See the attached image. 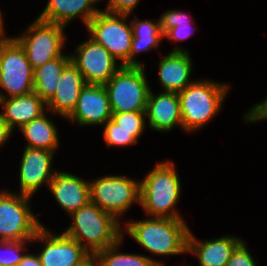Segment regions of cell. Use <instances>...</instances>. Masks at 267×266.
<instances>
[{
  "instance_id": "obj_17",
  "label": "cell",
  "mask_w": 267,
  "mask_h": 266,
  "mask_svg": "<svg viewBox=\"0 0 267 266\" xmlns=\"http://www.w3.org/2000/svg\"><path fill=\"white\" fill-rule=\"evenodd\" d=\"M146 122L149 130L157 133H172L182 128L180 99L178 93L151 89L146 105Z\"/></svg>"
},
{
  "instance_id": "obj_32",
  "label": "cell",
  "mask_w": 267,
  "mask_h": 266,
  "mask_svg": "<svg viewBox=\"0 0 267 266\" xmlns=\"http://www.w3.org/2000/svg\"><path fill=\"white\" fill-rule=\"evenodd\" d=\"M107 2L105 4L103 10L115 13V14H134L138 5H140V1L142 0H102V3Z\"/></svg>"
},
{
  "instance_id": "obj_16",
  "label": "cell",
  "mask_w": 267,
  "mask_h": 266,
  "mask_svg": "<svg viewBox=\"0 0 267 266\" xmlns=\"http://www.w3.org/2000/svg\"><path fill=\"white\" fill-rule=\"evenodd\" d=\"M190 228L187 239V256L192 255L198 266H227L235 249L245 240L236 234H223L216 238H197Z\"/></svg>"
},
{
  "instance_id": "obj_4",
  "label": "cell",
  "mask_w": 267,
  "mask_h": 266,
  "mask_svg": "<svg viewBox=\"0 0 267 266\" xmlns=\"http://www.w3.org/2000/svg\"><path fill=\"white\" fill-rule=\"evenodd\" d=\"M68 217L71 223L61 231L76 240L90 255L123 238V224L91 201Z\"/></svg>"
},
{
  "instance_id": "obj_6",
  "label": "cell",
  "mask_w": 267,
  "mask_h": 266,
  "mask_svg": "<svg viewBox=\"0 0 267 266\" xmlns=\"http://www.w3.org/2000/svg\"><path fill=\"white\" fill-rule=\"evenodd\" d=\"M33 197L0 188V241H31L45 226L32 209Z\"/></svg>"
},
{
  "instance_id": "obj_21",
  "label": "cell",
  "mask_w": 267,
  "mask_h": 266,
  "mask_svg": "<svg viewBox=\"0 0 267 266\" xmlns=\"http://www.w3.org/2000/svg\"><path fill=\"white\" fill-rule=\"evenodd\" d=\"M134 14H130L132 32H133V39L131 44V51H130V66L134 67H146L144 60H138L141 54L149 53L152 50L155 53L160 55L161 51V43L165 42L163 33L160 29V22L159 18L154 20L151 19H142L138 16L135 17Z\"/></svg>"
},
{
  "instance_id": "obj_34",
  "label": "cell",
  "mask_w": 267,
  "mask_h": 266,
  "mask_svg": "<svg viewBox=\"0 0 267 266\" xmlns=\"http://www.w3.org/2000/svg\"><path fill=\"white\" fill-rule=\"evenodd\" d=\"M17 266H42L40 262V258L35 253V251L32 252V248L25 254L23 259L20 261V263Z\"/></svg>"
},
{
  "instance_id": "obj_27",
  "label": "cell",
  "mask_w": 267,
  "mask_h": 266,
  "mask_svg": "<svg viewBox=\"0 0 267 266\" xmlns=\"http://www.w3.org/2000/svg\"><path fill=\"white\" fill-rule=\"evenodd\" d=\"M102 137L105 146L109 149L133 147L139 143V139L147 130H124L119 128V125L112 119H109L102 126Z\"/></svg>"
},
{
  "instance_id": "obj_19",
  "label": "cell",
  "mask_w": 267,
  "mask_h": 266,
  "mask_svg": "<svg viewBox=\"0 0 267 266\" xmlns=\"http://www.w3.org/2000/svg\"><path fill=\"white\" fill-rule=\"evenodd\" d=\"M102 0H47L45 7L38 12L39 20L60 24L65 27L79 19L84 28L88 22L101 10Z\"/></svg>"
},
{
  "instance_id": "obj_29",
  "label": "cell",
  "mask_w": 267,
  "mask_h": 266,
  "mask_svg": "<svg viewBox=\"0 0 267 266\" xmlns=\"http://www.w3.org/2000/svg\"><path fill=\"white\" fill-rule=\"evenodd\" d=\"M111 119L124 130H146L145 111L112 113Z\"/></svg>"
},
{
  "instance_id": "obj_10",
  "label": "cell",
  "mask_w": 267,
  "mask_h": 266,
  "mask_svg": "<svg viewBox=\"0 0 267 266\" xmlns=\"http://www.w3.org/2000/svg\"><path fill=\"white\" fill-rule=\"evenodd\" d=\"M33 72L25 51L12 36L0 41V99L33 92Z\"/></svg>"
},
{
  "instance_id": "obj_7",
  "label": "cell",
  "mask_w": 267,
  "mask_h": 266,
  "mask_svg": "<svg viewBox=\"0 0 267 266\" xmlns=\"http://www.w3.org/2000/svg\"><path fill=\"white\" fill-rule=\"evenodd\" d=\"M32 21L12 37L21 45L34 70L60 57L66 50L69 37L67 27L63 25L48 23L36 17Z\"/></svg>"
},
{
  "instance_id": "obj_2",
  "label": "cell",
  "mask_w": 267,
  "mask_h": 266,
  "mask_svg": "<svg viewBox=\"0 0 267 266\" xmlns=\"http://www.w3.org/2000/svg\"><path fill=\"white\" fill-rule=\"evenodd\" d=\"M152 167L140 178V208L143 215L185 219L178 208L183 191L175 162L167 158L158 160Z\"/></svg>"
},
{
  "instance_id": "obj_38",
  "label": "cell",
  "mask_w": 267,
  "mask_h": 266,
  "mask_svg": "<svg viewBox=\"0 0 267 266\" xmlns=\"http://www.w3.org/2000/svg\"><path fill=\"white\" fill-rule=\"evenodd\" d=\"M153 266H164V265L154 264Z\"/></svg>"
},
{
  "instance_id": "obj_3",
  "label": "cell",
  "mask_w": 267,
  "mask_h": 266,
  "mask_svg": "<svg viewBox=\"0 0 267 266\" xmlns=\"http://www.w3.org/2000/svg\"><path fill=\"white\" fill-rule=\"evenodd\" d=\"M230 83L198 78L178 93L184 133L193 136L215 120L229 97Z\"/></svg>"
},
{
  "instance_id": "obj_37",
  "label": "cell",
  "mask_w": 267,
  "mask_h": 266,
  "mask_svg": "<svg viewBox=\"0 0 267 266\" xmlns=\"http://www.w3.org/2000/svg\"><path fill=\"white\" fill-rule=\"evenodd\" d=\"M184 264H187V263H183L182 265H181V263H180V265H177V266H184ZM185 266H192V265L187 264V265H185Z\"/></svg>"
},
{
  "instance_id": "obj_36",
  "label": "cell",
  "mask_w": 267,
  "mask_h": 266,
  "mask_svg": "<svg viewBox=\"0 0 267 266\" xmlns=\"http://www.w3.org/2000/svg\"><path fill=\"white\" fill-rule=\"evenodd\" d=\"M79 266H98L97 259L94 255H91L87 260H85Z\"/></svg>"
},
{
  "instance_id": "obj_14",
  "label": "cell",
  "mask_w": 267,
  "mask_h": 266,
  "mask_svg": "<svg viewBox=\"0 0 267 266\" xmlns=\"http://www.w3.org/2000/svg\"><path fill=\"white\" fill-rule=\"evenodd\" d=\"M112 117V110L104 85L86 84L80 91L72 113L65 119L74 127L101 128Z\"/></svg>"
},
{
  "instance_id": "obj_22",
  "label": "cell",
  "mask_w": 267,
  "mask_h": 266,
  "mask_svg": "<svg viewBox=\"0 0 267 266\" xmlns=\"http://www.w3.org/2000/svg\"><path fill=\"white\" fill-rule=\"evenodd\" d=\"M46 111V103L34 92L0 99V114L14 133Z\"/></svg>"
},
{
  "instance_id": "obj_1",
  "label": "cell",
  "mask_w": 267,
  "mask_h": 266,
  "mask_svg": "<svg viewBox=\"0 0 267 266\" xmlns=\"http://www.w3.org/2000/svg\"><path fill=\"white\" fill-rule=\"evenodd\" d=\"M189 231L190 226L186 219L143 215L141 219L129 217L125 219L122 237L124 239L130 237L133 242H136L144 250V255L149 257L154 264L166 266L163 258L187 255Z\"/></svg>"
},
{
  "instance_id": "obj_11",
  "label": "cell",
  "mask_w": 267,
  "mask_h": 266,
  "mask_svg": "<svg viewBox=\"0 0 267 266\" xmlns=\"http://www.w3.org/2000/svg\"><path fill=\"white\" fill-rule=\"evenodd\" d=\"M31 243L37 246L42 266H79L91 256L76 240L47 225L37 231Z\"/></svg>"
},
{
  "instance_id": "obj_8",
  "label": "cell",
  "mask_w": 267,
  "mask_h": 266,
  "mask_svg": "<svg viewBox=\"0 0 267 266\" xmlns=\"http://www.w3.org/2000/svg\"><path fill=\"white\" fill-rule=\"evenodd\" d=\"M146 69L122 66L104 85L112 113L146 111L152 89Z\"/></svg>"
},
{
  "instance_id": "obj_20",
  "label": "cell",
  "mask_w": 267,
  "mask_h": 266,
  "mask_svg": "<svg viewBox=\"0 0 267 266\" xmlns=\"http://www.w3.org/2000/svg\"><path fill=\"white\" fill-rule=\"evenodd\" d=\"M87 83L77 67L70 62L63 70L57 90L46 103L47 110L57 115L62 121L72 113L81 89Z\"/></svg>"
},
{
  "instance_id": "obj_13",
  "label": "cell",
  "mask_w": 267,
  "mask_h": 266,
  "mask_svg": "<svg viewBox=\"0 0 267 266\" xmlns=\"http://www.w3.org/2000/svg\"><path fill=\"white\" fill-rule=\"evenodd\" d=\"M70 56L87 84L105 85L122 67L107 49L89 36L75 45Z\"/></svg>"
},
{
  "instance_id": "obj_15",
  "label": "cell",
  "mask_w": 267,
  "mask_h": 266,
  "mask_svg": "<svg viewBox=\"0 0 267 266\" xmlns=\"http://www.w3.org/2000/svg\"><path fill=\"white\" fill-rule=\"evenodd\" d=\"M47 189L67 216L91 201L89 179L68 170H58Z\"/></svg>"
},
{
  "instance_id": "obj_5",
  "label": "cell",
  "mask_w": 267,
  "mask_h": 266,
  "mask_svg": "<svg viewBox=\"0 0 267 266\" xmlns=\"http://www.w3.org/2000/svg\"><path fill=\"white\" fill-rule=\"evenodd\" d=\"M135 178L119 173L90 178L91 202L123 224L134 205L140 208V180Z\"/></svg>"
},
{
  "instance_id": "obj_24",
  "label": "cell",
  "mask_w": 267,
  "mask_h": 266,
  "mask_svg": "<svg viewBox=\"0 0 267 266\" xmlns=\"http://www.w3.org/2000/svg\"><path fill=\"white\" fill-rule=\"evenodd\" d=\"M193 18L194 16L190 12L178 8L169 9L160 14V29L164 39L166 42H170V44H176L174 48H171L168 52H190L188 48H184L182 41L189 40L192 35L194 36L197 30L195 25L196 20Z\"/></svg>"
},
{
  "instance_id": "obj_31",
  "label": "cell",
  "mask_w": 267,
  "mask_h": 266,
  "mask_svg": "<svg viewBox=\"0 0 267 266\" xmlns=\"http://www.w3.org/2000/svg\"><path fill=\"white\" fill-rule=\"evenodd\" d=\"M241 120L244 124L255 125L260 122H267V95L259 102L251 105L243 112Z\"/></svg>"
},
{
  "instance_id": "obj_9",
  "label": "cell",
  "mask_w": 267,
  "mask_h": 266,
  "mask_svg": "<svg viewBox=\"0 0 267 266\" xmlns=\"http://www.w3.org/2000/svg\"><path fill=\"white\" fill-rule=\"evenodd\" d=\"M129 17L101 9L84 28L86 35L107 49L122 66H130L133 32Z\"/></svg>"
},
{
  "instance_id": "obj_26",
  "label": "cell",
  "mask_w": 267,
  "mask_h": 266,
  "mask_svg": "<svg viewBox=\"0 0 267 266\" xmlns=\"http://www.w3.org/2000/svg\"><path fill=\"white\" fill-rule=\"evenodd\" d=\"M125 239L122 238L115 245L97 252L94 256L98 266H153V261L141 253L124 252ZM123 246V247H122ZM121 251V252H120Z\"/></svg>"
},
{
  "instance_id": "obj_30",
  "label": "cell",
  "mask_w": 267,
  "mask_h": 266,
  "mask_svg": "<svg viewBox=\"0 0 267 266\" xmlns=\"http://www.w3.org/2000/svg\"><path fill=\"white\" fill-rule=\"evenodd\" d=\"M256 255L252 254V250L249 248V244L246 239L235 249L230 258L227 266H258V262H260L255 257Z\"/></svg>"
},
{
  "instance_id": "obj_28",
  "label": "cell",
  "mask_w": 267,
  "mask_h": 266,
  "mask_svg": "<svg viewBox=\"0 0 267 266\" xmlns=\"http://www.w3.org/2000/svg\"><path fill=\"white\" fill-rule=\"evenodd\" d=\"M31 246V241H0V266H17Z\"/></svg>"
},
{
  "instance_id": "obj_23",
  "label": "cell",
  "mask_w": 267,
  "mask_h": 266,
  "mask_svg": "<svg viewBox=\"0 0 267 266\" xmlns=\"http://www.w3.org/2000/svg\"><path fill=\"white\" fill-rule=\"evenodd\" d=\"M54 116L57 117V115L47 110L44 114L26 123L16 131V133L22 134L25 141L24 147L44 149L59 154L58 151L61 146L60 130Z\"/></svg>"
},
{
  "instance_id": "obj_35",
  "label": "cell",
  "mask_w": 267,
  "mask_h": 266,
  "mask_svg": "<svg viewBox=\"0 0 267 266\" xmlns=\"http://www.w3.org/2000/svg\"><path fill=\"white\" fill-rule=\"evenodd\" d=\"M1 8V7H0ZM3 10L0 9V41L1 40H4L5 38H7L9 35H8V32L6 31V23H5V20H4V15H3Z\"/></svg>"
},
{
  "instance_id": "obj_33",
  "label": "cell",
  "mask_w": 267,
  "mask_h": 266,
  "mask_svg": "<svg viewBox=\"0 0 267 266\" xmlns=\"http://www.w3.org/2000/svg\"><path fill=\"white\" fill-rule=\"evenodd\" d=\"M12 136L14 137V132L0 114V153L3 148H6L5 144L12 140Z\"/></svg>"
},
{
  "instance_id": "obj_25",
  "label": "cell",
  "mask_w": 267,
  "mask_h": 266,
  "mask_svg": "<svg viewBox=\"0 0 267 266\" xmlns=\"http://www.w3.org/2000/svg\"><path fill=\"white\" fill-rule=\"evenodd\" d=\"M71 62L70 52L65 51L60 57L44 63L34 69V89L45 103H47L57 90V85L64 68Z\"/></svg>"
},
{
  "instance_id": "obj_18",
  "label": "cell",
  "mask_w": 267,
  "mask_h": 266,
  "mask_svg": "<svg viewBox=\"0 0 267 266\" xmlns=\"http://www.w3.org/2000/svg\"><path fill=\"white\" fill-rule=\"evenodd\" d=\"M159 56L160 59L150 66L157 67L161 91L180 93L196 80L192 78L195 62L191 52H167Z\"/></svg>"
},
{
  "instance_id": "obj_12",
  "label": "cell",
  "mask_w": 267,
  "mask_h": 266,
  "mask_svg": "<svg viewBox=\"0 0 267 266\" xmlns=\"http://www.w3.org/2000/svg\"><path fill=\"white\" fill-rule=\"evenodd\" d=\"M21 151L19 167L18 170H15L18 172V190L5 187L10 191L34 198V195L42 188L47 190L48 185L59 170L54 165L57 153L28 147H24Z\"/></svg>"
}]
</instances>
